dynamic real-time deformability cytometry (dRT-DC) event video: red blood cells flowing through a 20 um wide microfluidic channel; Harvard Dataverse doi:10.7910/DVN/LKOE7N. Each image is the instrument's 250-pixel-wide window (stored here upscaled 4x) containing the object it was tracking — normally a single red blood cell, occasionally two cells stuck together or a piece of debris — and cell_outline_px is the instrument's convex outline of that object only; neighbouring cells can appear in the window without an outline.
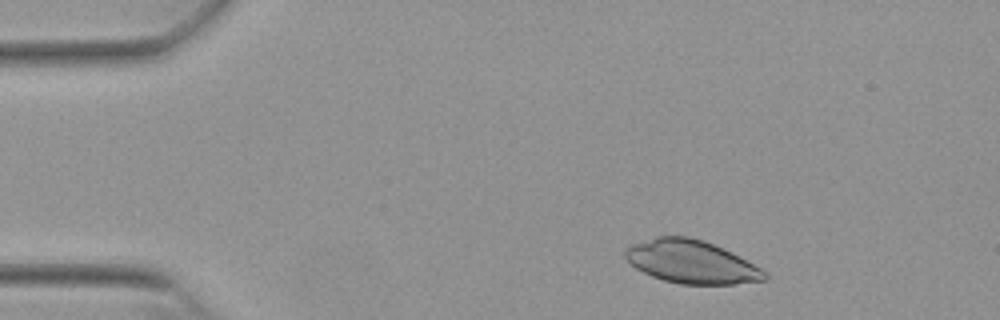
{"species": "Egyptian fruit bat (a non-hibernating species)", "species_latin": "Rousettus aegyptiacus", "temperature_condition": "warm", "stored_images_in_passage": 50, "camera_frame_rate_fps": 3000, "um_per_image_px": 0.085, "animal": {"sex": "female"}, "frame": {"image": 1, "passage_image": 5, "time_ms": 1.333, "image_size_px": [1000, 320], "cell_outline_px": [[768, 280], [736, 284], [680, 284], [664, 280], [652, 276], [636, 268], [624, 256], [624, 248], [632, 244], [656, 236], [688, 236], [704, 240], [732, 252], [768, 272]], "centroid_in_image_um": [58.78, 22.25], "position_along_channel_um": 26.2, "area_um2": 35.14}}
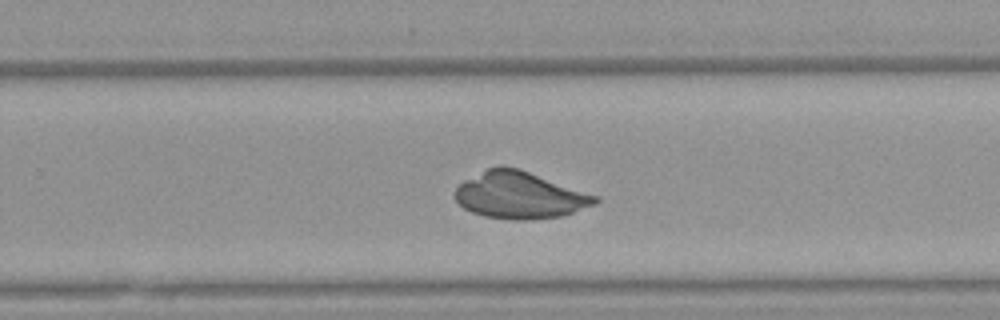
{"frame": {"image": 2, "passage_image": 31, "time_ms": 10.0, "image_size_px": [1000, 320], "cell_outline_px": [[600, 200], [596, 204], [560, 216], [528, 220], [512, 220], [484, 216], [472, 212], [464, 208], [452, 196], [452, 192], [464, 180], [488, 168], [500, 164], [516, 168], [600, 196]], "centroid_in_image_um": [44.15, 16.59], "position_along_channel_um": 285.6, "area_um2": 38.26}}
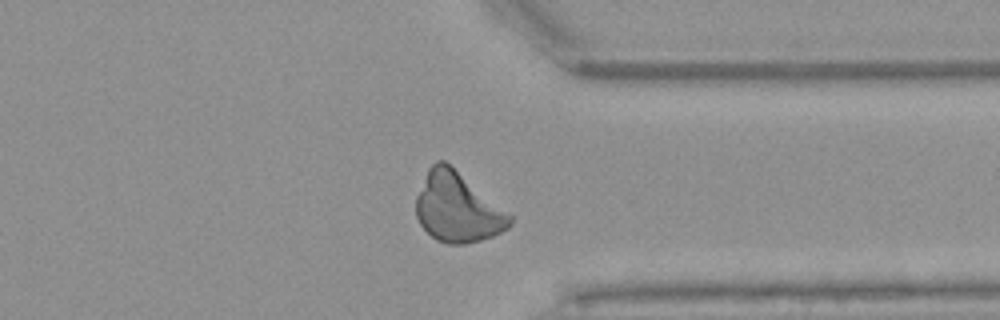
{"frame": {"image": 3, "passage_image": 38, "time_ms": 12.333, "image_size_px": [1000, 320], "cell_outline_px": [[512, 224], [508, 228], [492, 236], [480, 240], [464, 244], [448, 244], [436, 240], [420, 224], [416, 216], [416, 196], [428, 168], [436, 160], [444, 160], [512, 216]], "centroid_in_image_um": [38.85, 17.65], "position_along_channel_um": 372.5, "area_um2": 37.45}}